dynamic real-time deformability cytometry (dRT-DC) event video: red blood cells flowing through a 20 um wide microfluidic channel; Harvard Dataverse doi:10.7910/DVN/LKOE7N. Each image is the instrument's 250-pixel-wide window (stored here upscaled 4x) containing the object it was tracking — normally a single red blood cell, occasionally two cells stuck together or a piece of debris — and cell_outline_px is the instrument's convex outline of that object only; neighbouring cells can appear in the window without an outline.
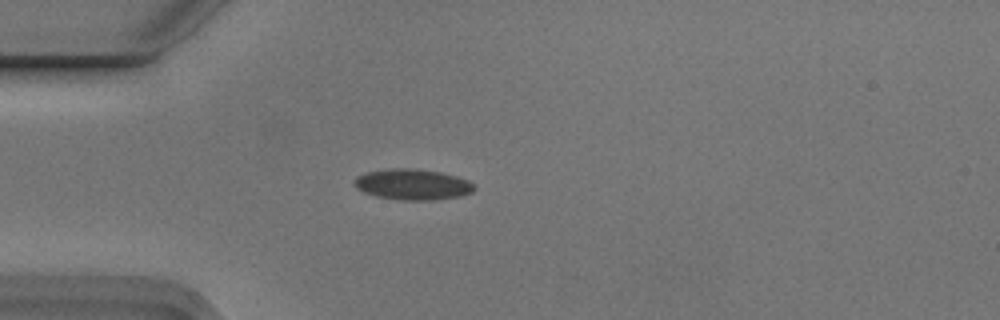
{"species": "Egyptian fruit bat (a non-hibernating species)", "species_latin": "Rousettus aegyptiacus", "temperature_condition": "cold", "stored_images_in_passage": 2, "camera_frame_rate_fps": 3000, "um_per_image_px": 0.085, "animal": {"sex": "male"}, "frame": {"image": 1, "passage_image": 2, "time_ms": 0.333, "image_size_px": [1000, 320], "cell_outline_px": [[476, 188], [472, 192], [460, 196], [436, 200], [400, 200], [376, 196], [364, 192], [356, 188], [352, 184], [356, 176], [368, 172], [392, 168], [412, 168], [440, 172], [456, 176], [468, 180]], "centroid_in_image_um": [35.06, 15.68], "position_along_channel_um": 49.9, "area_um2": 21.56}}